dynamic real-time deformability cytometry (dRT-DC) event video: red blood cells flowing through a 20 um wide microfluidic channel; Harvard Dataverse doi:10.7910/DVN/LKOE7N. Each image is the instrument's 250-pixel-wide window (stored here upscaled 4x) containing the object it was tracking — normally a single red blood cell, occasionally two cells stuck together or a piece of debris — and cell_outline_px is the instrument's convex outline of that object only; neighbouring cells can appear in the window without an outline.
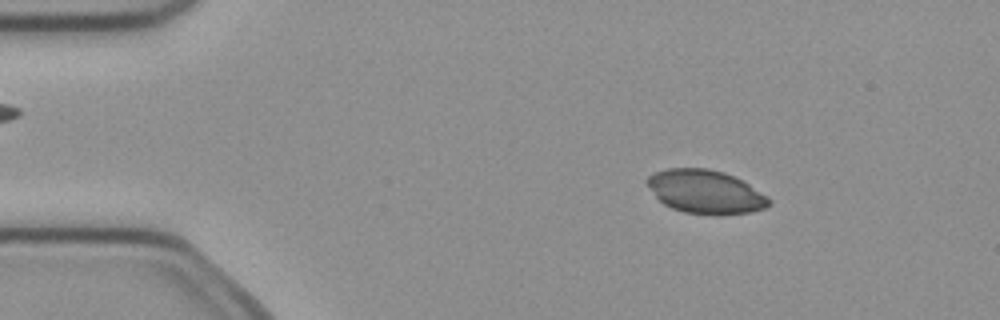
{"species": "common noctule bat (a hibernating species)", "species_latin": "Nyctalus noctula", "temperature_condition": "cold", "stored_images_in_passage": 5, "camera_frame_rate_fps": 3000, "um_per_image_px": 0.085, "animal": {"sex": "female", "body_mass_g": 21.9}, "frame": {"image": 1, "passage_image": 3, "time_ms": 0.667, "image_size_px": [1000, 320], "cell_outline_px": [[772, 200], [764, 208], [748, 212], [720, 216], [716, 216], [684, 212], [672, 208], [664, 204], [656, 196], [644, 180], [648, 176], [656, 172], [668, 168], [708, 168], [724, 172], [748, 184], [768, 196]], "centroid_in_image_um": [59.96, 16.31], "position_along_channel_um": 25.0, "area_um2": 30.87}}